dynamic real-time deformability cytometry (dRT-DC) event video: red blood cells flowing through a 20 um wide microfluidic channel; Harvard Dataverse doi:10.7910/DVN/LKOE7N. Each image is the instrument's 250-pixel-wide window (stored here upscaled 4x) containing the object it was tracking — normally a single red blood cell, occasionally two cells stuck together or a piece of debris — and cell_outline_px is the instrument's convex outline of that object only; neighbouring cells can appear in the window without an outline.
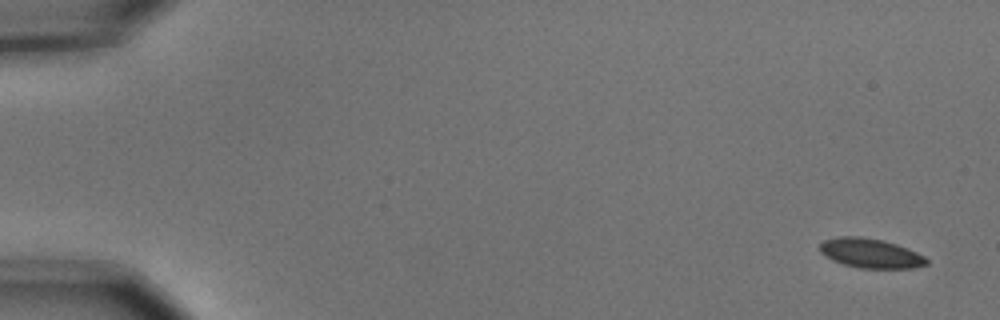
{"species": "common noctule bat (a hibernating species)", "species_latin": "Nyctalus noctula", "temperature_condition": "cold", "stored_images_in_passage": 6, "camera_frame_rate_fps": 3000, "um_per_image_px": 0.085, "animal": {"sex": "male", "body_mass_g": 15.6}, "frame": {"image": 1, "passage_image": 1, "time_ms": 0.0, "image_size_px": [1000, 320], "cell_outline_px": [[928, 264], [912, 268], [860, 268], [844, 264], [832, 260], [824, 256], [820, 252], [820, 244], [824, 240], [840, 236], [856, 236], [880, 240], [896, 244], [908, 248], [924, 256], [928, 260]], "centroid_in_image_um": [73.98, 21.53], "position_along_channel_um": 11.0, "area_um2": 18.21}}
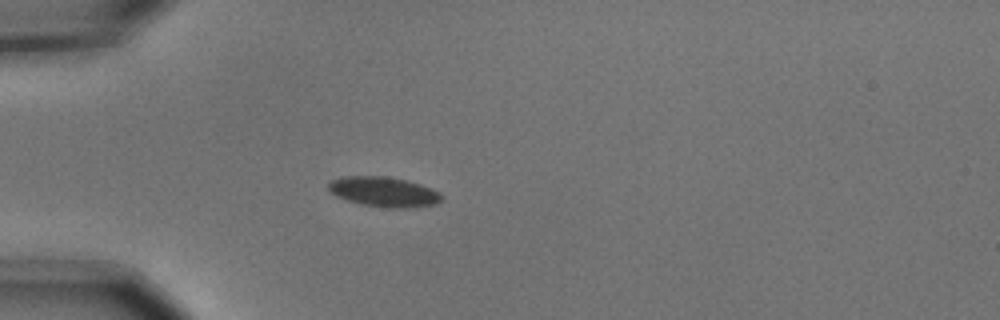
{"frame": {"image": 2, "passage_image": 5, "time_ms": 1.333, "image_size_px": [1000, 320], "cell_outline_px": [[444, 196], [436, 204], [416, 208], [384, 208], [360, 204], [336, 196], [328, 192], [328, 184], [332, 180], [344, 176], [388, 176], [420, 184], [432, 188], [440, 192]], "centroid_in_image_um": [32.64, 16.32], "position_along_channel_um": 52.4, "area_um2": 20.06}}